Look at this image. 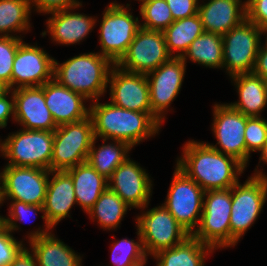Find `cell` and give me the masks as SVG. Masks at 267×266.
<instances>
[{"label":"cell","mask_w":267,"mask_h":266,"mask_svg":"<svg viewBox=\"0 0 267 266\" xmlns=\"http://www.w3.org/2000/svg\"><path fill=\"white\" fill-rule=\"evenodd\" d=\"M175 165L204 191L232 188L246 170L235 158L194 139L184 143Z\"/></svg>","instance_id":"1"},{"label":"cell","mask_w":267,"mask_h":266,"mask_svg":"<svg viewBox=\"0 0 267 266\" xmlns=\"http://www.w3.org/2000/svg\"><path fill=\"white\" fill-rule=\"evenodd\" d=\"M89 105L94 137L125 142L133 148L161 131L148 113L123 109L111 102L101 103L100 99Z\"/></svg>","instance_id":"2"},{"label":"cell","mask_w":267,"mask_h":266,"mask_svg":"<svg viewBox=\"0 0 267 266\" xmlns=\"http://www.w3.org/2000/svg\"><path fill=\"white\" fill-rule=\"evenodd\" d=\"M114 65L99 52L80 53L62 63L54 59L53 78L92 102L107 94L108 77Z\"/></svg>","instance_id":"3"},{"label":"cell","mask_w":267,"mask_h":266,"mask_svg":"<svg viewBox=\"0 0 267 266\" xmlns=\"http://www.w3.org/2000/svg\"><path fill=\"white\" fill-rule=\"evenodd\" d=\"M53 143L54 131L20 128L0 139V157L8 161L5 165L50 170Z\"/></svg>","instance_id":"4"},{"label":"cell","mask_w":267,"mask_h":266,"mask_svg":"<svg viewBox=\"0 0 267 266\" xmlns=\"http://www.w3.org/2000/svg\"><path fill=\"white\" fill-rule=\"evenodd\" d=\"M99 25V53L116 64L127 52L137 30L140 28V18L133 16L130 4L110 2L102 12Z\"/></svg>","instance_id":"5"},{"label":"cell","mask_w":267,"mask_h":266,"mask_svg":"<svg viewBox=\"0 0 267 266\" xmlns=\"http://www.w3.org/2000/svg\"><path fill=\"white\" fill-rule=\"evenodd\" d=\"M231 205L232 188L205 191L201 220L192 236L214 250L231 248Z\"/></svg>","instance_id":"6"},{"label":"cell","mask_w":267,"mask_h":266,"mask_svg":"<svg viewBox=\"0 0 267 266\" xmlns=\"http://www.w3.org/2000/svg\"><path fill=\"white\" fill-rule=\"evenodd\" d=\"M148 206L140 209V213L135 216L148 258L161 250L179 245L191 236L162 204L150 209H147Z\"/></svg>","instance_id":"7"},{"label":"cell","mask_w":267,"mask_h":266,"mask_svg":"<svg viewBox=\"0 0 267 266\" xmlns=\"http://www.w3.org/2000/svg\"><path fill=\"white\" fill-rule=\"evenodd\" d=\"M267 201V178L248 176L232 187L230 216L231 248L255 224Z\"/></svg>","instance_id":"8"},{"label":"cell","mask_w":267,"mask_h":266,"mask_svg":"<svg viewBox=\"0 0 267 266\" xmlns=\"http://www.w3.org/2000/svg\"><path fill=\"white\" fill-rule=\"evenodd\" d=\"M91 117L58 126L54 130L50 171H66L87 161L94 139Z\"/></svg>","instance_id":"9"},{"label":"cell","mask_w":267,"mask_h":266,"mask_svg":"<svg viewBox=\"0 0 267 266\" xmlns=\"http://www.w3.org/2000/svg\"><path fill=\"white\" fill-rule=\"evenodd\" d=\"M263 37L265 32L247 18L222 36V70L226 75L231 77L253 71Z\"/></svg>","instance_id":"10"},{"label":"cell","mask_w":267,"mask_h":266,"mask_svg":"<svg viewBox=\"0 0 267 266\" xmlns=\"http://www.w3.org/2000/svg\"><path fill=\"white\" fill-rule=\"evenodd\" d=\"M205 191L176 165L167 196L162 205L192 235L198 228Z\"/></svg>","instance_id":"11"},{"label":"cell","mask_w":267,"mask_h":266,"mask_svg":"<svg viewBox=\"0 0 267 266\" xmlns=\"http://www.w3.org/2000/svg\"><path fill=\"white\" fill-rule=\"evenodd\" d=\"M50 170L5 165L0 170L2 205L9 200L43 206Z\"/></svg>","instance_id":"12"},{"label":"cell","mask_w":267,"mask_h":266,"mask_svg":"<svg viewBox=\"0 0 267 266\" xmlns=\"http://www.w3.org/2000/svg\"><path fill=\"white\" fill-rule=\"evenodd\" d=\"M212 109L211 131L217 143H206L213 149L235 158L246 168L244 131L249 117L233 109L228 103L214 102Z\"/></svg>","instance_id":"13"},{"label":"cell","mask_w":267,"mask_h":266,"mask_svg":"<svg viewBox=\"0 0 267 266\" xmlns=\"http://www.w3.org/2000/svg\"><path fill=\"white\" fill-rule=\"evenodd\" d=\"M171 58L163 32L140 27L127 52L115 65L126 72L147 75Z\"/></svg>","instance_id":"14"},{"label":"cell","mask_w":267,"mask_h":266,"mask_svg":"<svg viewBox=\"0 0 267 266\" xmlns=\"http://www.w3.org/2000/svg\"><path fill=\"white\" fill-rule=\"evenodd\" d=\"M187 64L182 58L172 57L146 75L152 114L163 124L171 104L182 89Z\"/></svg>","instance_id":"15"},{"label":"cell","mask_w":267,"mask_h":266,"mask_svg":"<svg viewBox=\"0 0 267 266\" xmlns=\"http://www.w3.org/2000/svg\"><path fill=\"white\" fill-rule=\"evenodd\" d=\"M22 41L13 61L11 90L42 86L53 79L54 57L37 45Z\"/></svg>","instance_id":"16"},{"label":"cell","mask_w":267,"mask_h":266,"mask_svg":"<svg viewBox=\"0 0 267 266\" xmlns=\"http://www.w3.org/2000/svg\"><path fill=\"white\" fill-rule=\"evenodd\" d=\"M107 88L108 101L123 109L148 113L162 127L163 124L151 112L149 83L145 74L126 72L114 65Z\"/></svg>","instance_id":"17"},{"label":"cell","mask_w":267,"mask_h":266,"mask_svg":"<svg viewBox=\"0 0 267 266\" xmlns=\"http://www.w3.org/2000/svg\"><path fill=\"white\" fill-rule=\"evenodd\" d=\"M151 175L130 158L121 163L108 179V188L132 209H142L150 203L153 193Z\"/></svg>","instance_id":"18"},{"label":"cell","mask_w":267,"mask_h":266,"mask_svg":"<svg viewBox=\"0 0 267 266\" xmlns=\"http://www.w3.org/2000/svg\"><path fill=\"white\" fill-rule=\"evenodd\" d=\"M80 6L56 11L49 13L45 26L46 29L40 34L43 38L49 35L51 43L70 46L81 44L80 42L85 41L96 27L97 16H89L84 13L75 12Z\"/></svg>","instance_id":"19"},{"label":"cell","mask_w":267,"mask_h":266,"mask_svg":"<svg viewBox=\"0 0 267 266\" xmlns=\"http://www.w3.org/2000/svg\"><path fill=\"white\" fill-rule=\"evenodd\" d=\"M14 96V122L22 129L54 131L57 128L45 104L41 86L12 90Z\"/></svg>","instance_id":"20"},{"label":"cell","mask_w":267,"mask_h":266,"mask_svg":"<svg viewBox=\"0 0 267 266\" xmlns=\"http://www.w3.org/2000/svg\"><path fill=\"white\" fill-rule=\"evenodd\" d=\"M41 87L44 90L45 104L57 127L89 117L90 105L86 103L90 101L83 95L61 85L54 78Z\"/></svg>","instance_id":"21"},{"label":"cell","mask_w":267,"mask_h":266,"mask_svg":"<svg viewBox=\"0 0 267 266\" xmlns=\"http://www.w3.org/2000/svg\"><path fill=\"white\" fill-rule=\"evenodd\" d=\"M198 14L205 32L223 36L246 19V0H200Z\"/></svg>","instance_id":"22"},{"label":"cell","mask_w":267,"mask_h":266,"mask_svg":"<svg viewBox=\"0 0 267 266\" xmlns=\"http://www.w3.org/2000/svg\"><path fill=\"white\" fill-rule=\"evenodd\" d=\"M74 205H77V202L70 174L65 170L50 171L43 205L45 217L50 226L55 229L63 219L72 218L70 211Z\"/></svg>","instance_id":"23"},{"label":"cell","mask_w":267,"mask_h":266,"mask_svg":"<svg viewBox=\"0 0 267 266\" xmlns=\"http://www.w3.org/2000/svg\"><path fill=\"white\" fill-rule=\"evenodd\" d=\"M229 78L236 89L238 99L228 104L245 116L262 117V112L267 108L265 79L253 72L241 73Z\"/></svg>","instance_id":"24"},{"label":"cell","mask_w":267,"mask_h":266,"mask_svg":"<svg viewBox=\"0 0 267 266\" xmlns=\"http://www.w3.org/2000/svg\"><path fill=\"white\" fill-rule=\"evenodd\" d=\"M26 243L36 256L37 266H83V255L76 253L53 232Z\"/></svg>","instance_id":"25"},{"label":"cell","mask_w":267,"mask_h":266,"mask_svg":"<svg viewBox=\"0 0 267 266\" xmlns=\"http://www.w3.org/2000/svg\"><path fill=\"white\" fill-rule=\"evenodd\" d=\"M66 171L72 178L77 205L86 214L108 188V179L99 174L87 161Z\"/></svg>","instance_id":"26"},{"label":"cell","mask_w":267,"mask_h":266,"mask_svg":"<svg viewBox=\"0 0 267 266\" xmlns=\"http://www.w3.org/2000/svg\"><path fill=\"white\" fill-rule=\"evenodd\" d=\"M214 252L211 246L191 235L179 245L161 250L151 258L156 266H205V260Z\"/></svg>","instance_id":"27"},{"label":"cell","mask_w":267,"mask_h":266,"mask_svg":"<svg viewBox=\"0 0 267 266\" xmlns=\"http://www.w3.org/2000/svg\"><path fill=\"white\" fill-rule=\"evenodd\" d=\"M97 140H101L102 144L96 146ZM132 149L125 142L95 137L91 144L87 162L99 174L109 179L113 171L130 156Z\"/></svg>","instance_id":"28"},{"label":"cell","mask_w":267,"mask_h":266,"mask_svg":"<svg viewBox=\"0 0 267 266\" xmlns=\"http://www.w3.org/2000/svg\"><path fill=\"white\" fill-rule=\"evenodd\" d=\"M128 210L131 208L121 197L107 188L86 215L92 222H97L103 231H116Z\"/></svg>","instance_id":"29"},{"label":"cell","mask_w":267,"mask_h":266,"mask_svg":"<svg viewBox=\"0 0 267 266\" xmlns=\"http://www.w3.org/2000/svg\"><path fill=\"white\" fill-rule=\"evenodd\" d=\"M31 16L29 0H0V36L24 38L33 27Z\"/></svg>","instance_id":"30"},{"label":"cell","mask_w":267,"mask_h":266,"mask_svg":"<svg viewBox=\"0 0 267 266\" xmlns=\"http://www.w3.org/2000/svg\"><path fill=\"white\" fill-rule=\"evenodd\" d=\"M204 32L199 14L174 20L163 31L168 52L172 57L182 58L191 43Z\"/></svg>","instance_id":"31"},{"label":"cell","mask_w":267,"mask_h":266,"mask_svg":"<svg viewBox=\"0 0 267 266\" xmlns=\"http://www.w3.org/2000/svg\"><path fill=\"white\" fill-rule=\"evenodd\" d=\"M10 203L6 216H2L1 218V223L8 228V230L12 233L15 234L14 231L17 232L21 231V223H27L34 221L33 219L30 220V217L33 218L32 216L36 217L38 214L42 213L40 217L43 219L44 224L42 226H38V228L34 229L33 231H27L26 235L23 236V241L26 239L27 242L39 238L41 236L48 235L52 232H54L53 228L50 226L48 221L46 220L45 217V212L43 206H38V205H32V204H27L21 201L17 200H10ZM35 219V218H34ZM19 221V223H18ZM19 224V225H18Z\"/></svg>","instance_id":"32"},{"label":"cell","mask_w":267,"mask_h":266,"mask_svg":"<svg viewBox=\"0 0 267 266\" xmlns=\"http://www.w3.org/2000/svg\"><path fill=\"white\" fill-rule=\"evenodd\" d=\"M205 68L223 69V38L211 32H203L189 46L182 57ZM188 61V62H187Z\"/></svg>","instance_id":"33"},{"label":"cell","mask_w":267,"mask_h":266,"mask_svg":"<svg viewBox=\"0 0 267 266\" xmlns=\"http://www.w3.org/2000/svg\"><path fill=\"white\" fill-rule=\"evenodd\" d=\"M135 227L137 241L126 237L121 240L115 239L110 245V266H146L148 257L143 248L141 233L138 227Z\"/></svg>","instance_id":"34"},{"label":"cell","mask_w":267,"mask_h":266,"mask_svg":"<svg viewBox=\"0 0 267 266\" xmlns=\"http://www.w3.org/2000/svg\"><path fill=\"white\" fill-rule=\"evenodd\" d=\"M139 13L141 16L140 27L164 31L173 22L172 13L167 5L166 0H153V1H138Z\"/></svg>","instance_id":"35"},{"label":"cell","mask_w":267,"mask_h":266,"mask_svg":"<svg viewBox=\"0 0 267 266\" xmlns=\"http://www.w3.org/2000/svg\"><path fill=\"white\" fill-rule=\"evenodd\" d=\"M246 143V168L252 152H259L267 142V120L262 117H249L244 131Z\"/></svg>","instance_id":"36"},{"label":"cell","mask_w":267,"mask_h":266,"mask_svg":"<svg viewBox=\"0 0 267 266\" xmlns=\"http://www.w3.org/2000/svg\"><path fill=\"white\" fill-rule=\"evenodd\" d=\"M23 38L0 36V81L11 90L13 61Z\"/></svg>","instance_id":"37"},{"label":"cell","mask_w":267,"mask_h":266,"mask_svg":"<svg viewBox=\"0 0 267 266\" xmlns=\"http://www.w3.org/2000/svg\"><path fill=\"white\" fill-rule=\"evenodd\" d=\"M25 246L0 222V266H8Z\"/></svg>","instance_id":"38"},{"label":"cell","mask_w":267,"mask_h":266,"mask_svg":"<svg viewBox=\"0 0 267 266\" xmlns=\"http://www.w3.org/2000/svg\"><path fill=\"white\" fill-rule=\"evenodd\" d=\"M32 12L42 15L80 6L81 0H29ZM34 10V11H33Z\"/></svg>","instance_id":"39"},{"label":"cell","mask_w":267,"mask_h":266,"mask_svg":"<svg viewBox=\"0 0 267 266\" xmlns=\"http://www.w3.org/2000/svg\"><path fill=\"white\" fill-rule=\"evenodd\" d=\"M246 18L265 32L267 30V0H246Z\"/></svg>","instance_id":"40"},{"label":"cell","mask_w":267,"mask_h":266,"mask_svg":"<svg viewBox=\"0 0 267 266\" xmlns=\"http://www.w3.org/2000/svg\"><path fill=\"white\" fill-rule=\"evenodd\" d=\"M200 0H166L173 20L191 17L198 13Z\"/></svg>","instance_id":"41"},{"label":"cell","mask_w":267,"mask_h":266,"mask_svg":"<svg viewBox=\"0 0 267 266\" xmlns=\"http://www.w3.org/2000/svg\"><path fill=\"white\" fill-rule=\"evenodd\" d=\"M14 122V96L13 91L9 90L0 97V128H6L9 119Z\"/></svg>","instance_id":"42"},{"label":"cell","mask_w":267,"mask_h":266,"mask_svg":"<svg viewBox=\"0 0 267 266\" xmlns=\"http://www.w3.org/2000/svg\"><path fill=\"white\" fill-rule=\"evenodd\" d=\"M265 40V41H264ZM256 57L253 73L267 79V40L263 39Z\"/></svg>","instance_id":"43"},{"label":"cell","mask_w":267,"mask_h":266,"mask_svg":"<svg viewBox=\"0 0 267 266\" xmlns=\"http://www.w3.org/2000/svg\"><path fill=\"white\" fill-rule=\"evenodd\" d=\"M8 266H37V259L29 246L25 245Z\"/></svg>","instance_id":"44"},{"label":"cell","mask_w":267,"mask_h":266,"mask_svg":"<svg viewBox=\"0 0 267 266\" xmlns=\"http://www.w3.org/2000/svg\"><path fill=\"white\" fill-rule=\"evenodd\" d=\"M260 157H259V163L255 167L253 174L251 176L253 177H261V178H267V174L264 172V169L259 168L261 167V162L262 164H267V142L264 144L262 149L259 151Z\"/></svg>","instance_id":"45"},{"label":"cell","mask_w":267,"mask_h":266,"mask_svg":"<svg viewBox=\"0 0 267 266\" xmlns=\"http://www.w3.org/2000/svg\"><path fill=\"white\" fill-rule=\"evenodd\" d=\"M9 91V88L7 85H5L3 82L0 81V97H2L4 94H6Z\"/></svg>","instance_id":"46"},{"label":"cell","mask_w":267,"mask_h":266,"mask_svg":"<svg viewBox=\"0 0 267 266\" xmlns=\"http://www.w3.org/2000/svg\"><path fill=\"white\" fill-rule=\"evenodd\" d=\"M2 205V200H1V183H0V208H1ZM3 215H0V221H1V218H2Z\"/></svg>","instance_id":"47"},{"label":"cell","mask_w":267,"mask_h":266,"mask_svg":"<svg viewBox=\"0 0 267 266\" xmlns=\"http://www.w3.org/2000/svg\"><path fill=\"white\" fill-rule=\"evenodd\" d=\"M264 38L267 40V30L265 31V37Z\"/></svg>","instance_id":"48"}]
</instances>
